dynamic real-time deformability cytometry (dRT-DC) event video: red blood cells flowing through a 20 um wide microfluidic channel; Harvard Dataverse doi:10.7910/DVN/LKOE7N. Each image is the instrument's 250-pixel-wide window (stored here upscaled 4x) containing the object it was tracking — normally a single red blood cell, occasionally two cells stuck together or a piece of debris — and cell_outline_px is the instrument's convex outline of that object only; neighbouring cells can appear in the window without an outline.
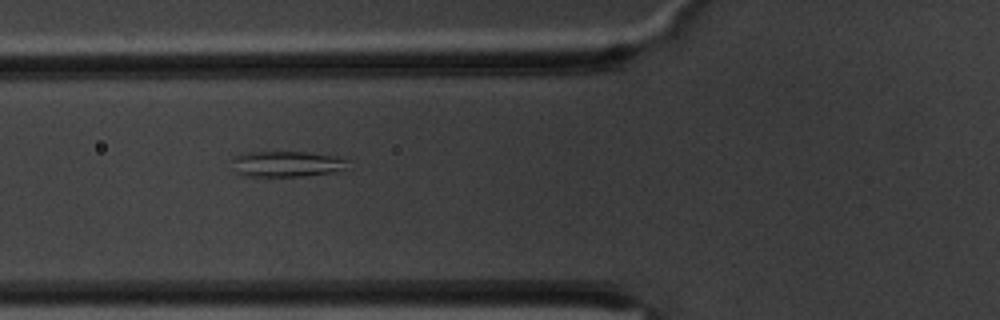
{"species": "common noctule bat (a hibernating species)", "species_latin": "Nyctalus noctula", "temperature_condition": "warm", "stored_images_in_passage": 7, "camera_frame_rate_fps": 3000, "um_per_image_px": 0.085, "animal": {"sex": "male", "body_mass_g": 20.1, "forearm_length_mm": 53.5}, "frame": {"image": 1, "passage_image": 3, "time_ms": 0.667, "image_size_px": [1000, 320], "cell_outline_px": [[348, 160], [344, 168], [336, 172], [304, 176], [248, 176], [236, 172], [232, 160], [232, 156], [240, 152], [304, 152], [336, 156]], "centroid_in_image_um": [24.33, 13.93], "position_along_channel_um": 101.5, "area_um2": 17.4}}
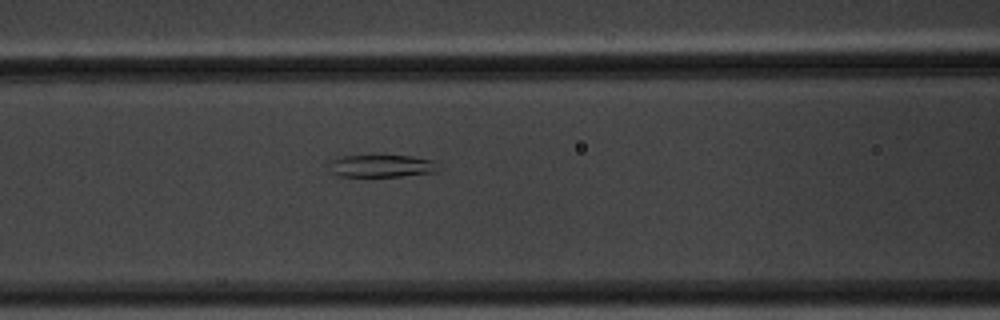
{"frame": {"image": 2, "passage_image": 6, "time_ms": 1.667, "image_size_px": [1000, 320], "cell_outline_px": [[436, 172], [400, 176], [336, 176], [324, 164], [332, 160], [344, 156], [376, 152], [384, 152], [412, 156], [432, 160]], "centroid_in_image_um": [32.3, 14.04], "position_along_channel_um": 134.3, "area_um2": 15.14}}